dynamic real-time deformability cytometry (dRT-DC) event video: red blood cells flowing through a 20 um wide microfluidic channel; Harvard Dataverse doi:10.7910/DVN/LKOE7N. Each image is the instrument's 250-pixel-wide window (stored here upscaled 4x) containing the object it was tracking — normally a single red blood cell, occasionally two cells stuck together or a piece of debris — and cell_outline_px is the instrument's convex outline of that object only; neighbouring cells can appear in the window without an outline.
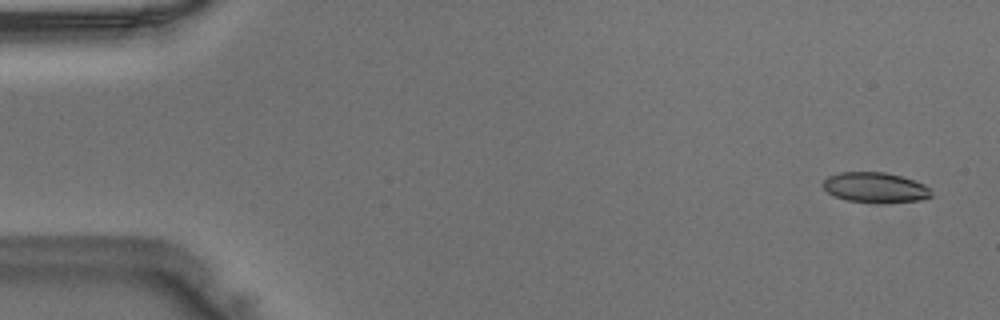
{"species": "Egyptian fruit bat (a non-hibernating species)", "species_latin": "Rousettus aegyptiacus", "temperature_condition": "warm", "stored_images_in_passage": 46, "camera_frame_rate_fps": 3000, "um_per_image_px": 0.085, "animal": {"sex": "male"}, "frame": {"image": 1, "passage_image": 2, "time_ms": 0.333, "image_size_px": [1000, 320], "cell_outline_px": [[932, 196], [920, 200], [848, 200], [836, 196], [828, 192], [820, 184], [828, 176], [840, 172], [884, 172], [900, 176], [924, 184], [932, 188]], "centroid_in_image_um": [74.37, 15.88], "position_along_channel_um": 10.6, "area_um2": 18.21}}
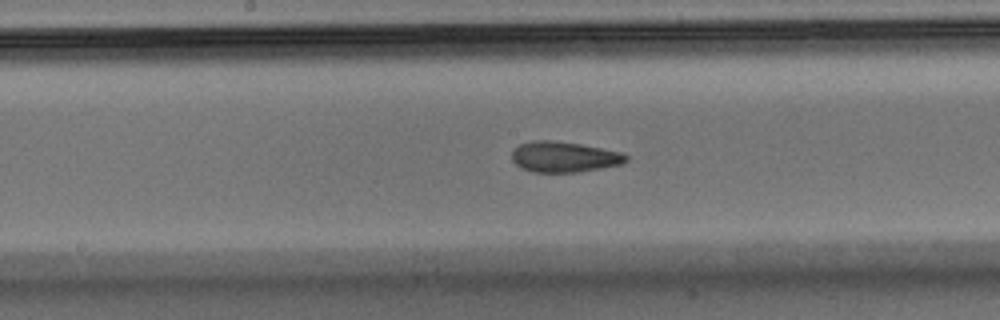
{"frame": {"image": 2, "passage_image": 24, "time_ms": 7.667, "image_size_px": [1000, 320], "cell_outline_px": [[628, 160], [620, 164], [600, 168], [576, 172], [532, 172], [520, 168], [512, 160], [512, 152], [520, 144], [532, 140], [548, 140], [580, 144], [624, 152], [628, 156]], "centroid_in_image_um": [47.94, 13.33], "position_along_channel_um": 200.3, "area_um2": 20.35}}
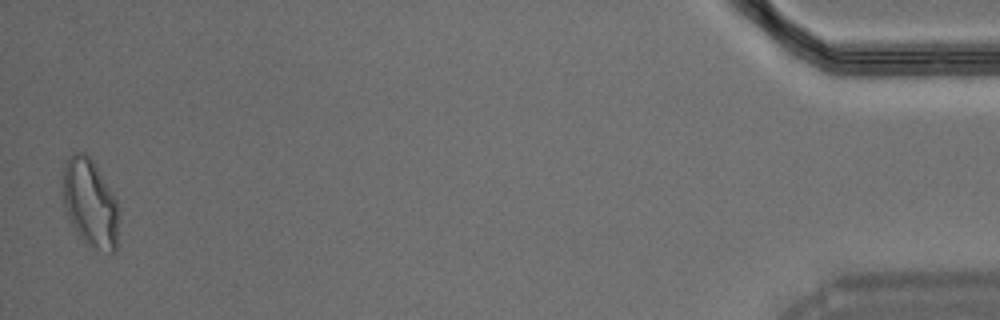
{"frame": {"image": 3, "passage_image": 46, "time_ms": 15.0, "image_size_px": [1000, 320], "cell_outline_px": [[120, 212], [116, 252], [112, 252], [96, 248], [84, 244], [72, 224], [68, 216], [64, 204], [60, 184], [64, 164], [68, 156], [76, 152], [84, 152], [96, 164], [116, 200]], "centroid_in_image_um": [7.65, 17.24], "position_along_channel_um": 427.6, "area_um2": 29.25}}